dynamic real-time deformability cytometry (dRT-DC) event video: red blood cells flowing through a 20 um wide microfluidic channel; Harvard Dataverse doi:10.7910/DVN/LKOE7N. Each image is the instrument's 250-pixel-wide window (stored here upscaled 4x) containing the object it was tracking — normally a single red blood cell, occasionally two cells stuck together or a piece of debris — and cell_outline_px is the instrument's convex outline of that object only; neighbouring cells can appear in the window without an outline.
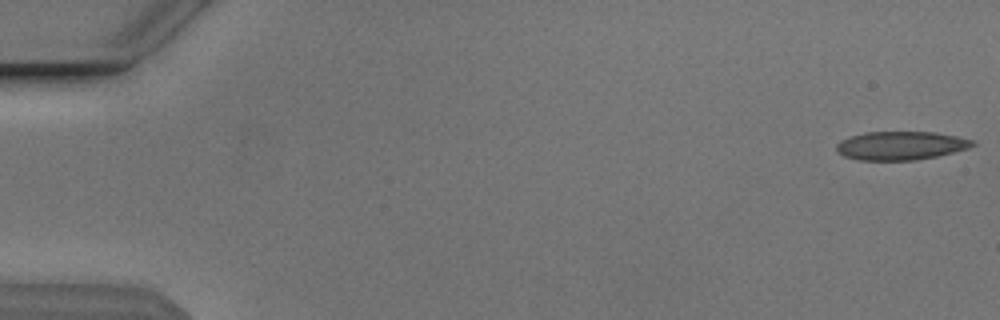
{"species": "Egyptian fruit bat (a non-hibernating species)", "species_latin": "Rousettus aegyptiacus", "temperature_condition": "cold", "stored_images_in_passage": 13, "camera_frame_rate_fps": 3000, "um_per_image_px": 0.085, "animal": {"sex": "male"}, "frame": {"image": 1, "passage_image": 1, "time_ms": 0.0, "image_size_px": [1000, 320], "cell_outline_px": [[976, 144], [968, 148], [936, 156], [916, 160], [856, 160], [844, 156], [836, 152], [836, 144], [840, 140], [864, 132], [936, 132], [976, 140]], "centroid_in_image_um": [76.55, 12.37], "position_along_channel_um": 8.4, "area_um2": 22.72}}